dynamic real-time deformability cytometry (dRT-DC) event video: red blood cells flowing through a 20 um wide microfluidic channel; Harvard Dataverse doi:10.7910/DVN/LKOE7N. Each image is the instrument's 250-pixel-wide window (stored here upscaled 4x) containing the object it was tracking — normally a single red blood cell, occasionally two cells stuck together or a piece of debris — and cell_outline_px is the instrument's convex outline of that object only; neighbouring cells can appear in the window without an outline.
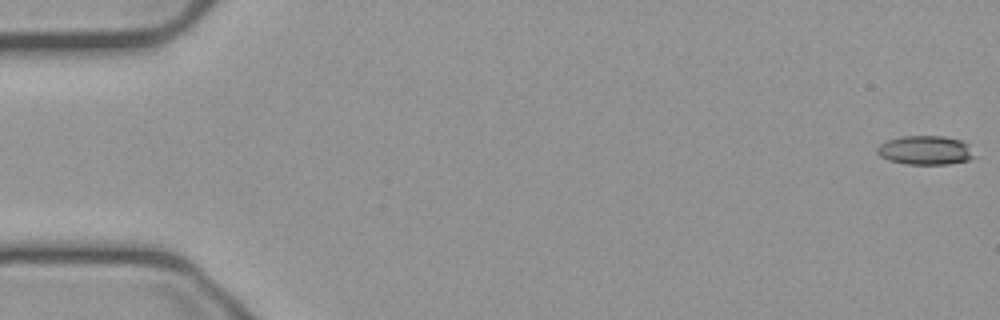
{"species": "common noctule bat (a hibernating species)", "species_latin": "Nyctalus noctula", "temperature_condition": "cold", "stored_images_in_passage": 56, "camera_frame_rate_fps": 3000, "um_per_image_px": 0.085, "animal": {"sex": "male", "body_mass_g": 23.1, "forearm_length_mm": 52.7}, "frame": {"image": 1, "passage_image": 1, "time_ms": 0.0, "image_size_px": [1000, 320], "cell_outline_px": [[972, 156], [968, 160], [948, 164], [904, 164], [888, 160], [880, 156], [876, 152], [876, 148], [880, 144], [888, 140], [904, 136], [944, 136], [960, 140], [968, 144]], "centroid_in_image_um": [78.59, 12.77], "position_along_channel_um": 6.4, "area_um2": 16.24}}
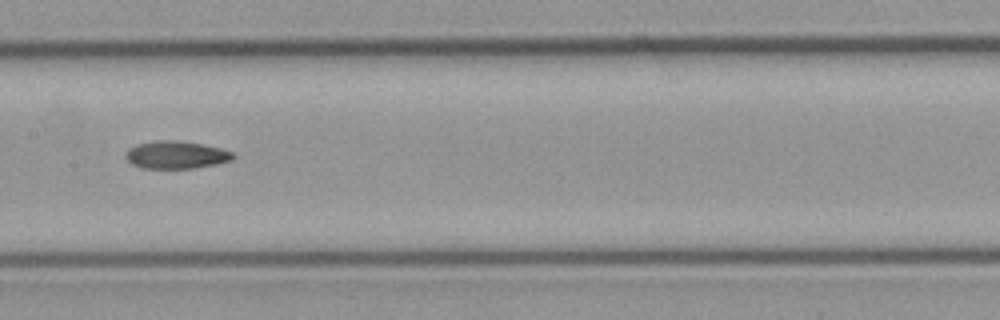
{"frame": {"image": 2, "passage_image": 28, "time_ms": 9.0, "image_size_px": [1000, 320], "cell_outline_px": [[236, 156], [232, 160], [216, 164], [192, 168], [140, 168], [132, 164], [124, 156], [124, 152], [128, 148], [136, 144], [156, 140], [176, 140], [204, 144], [220, 148], [232, 152]], "centroid_in_image_um": [14.94, 13.15], "position_along_channel_um": 192.5, "area_um2": 17.46}}
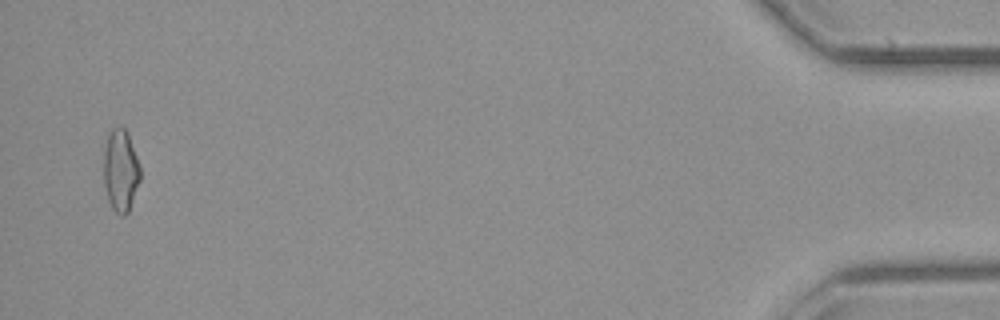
{"frame": {"image": 3, "passage_image": 54, "time_ms": 17.667, "image_size_px": [1000, 320], "cell_outline_px": [[140, 180], [128, 212], [124, 216], [120, 216], [112, 208], [108, 200], [104, 184], [104, 148], [108, 132], [112, 128], [120, 124], [128, 132], [140, 164]], "centroid_in_image_um": [10.25, 14.44], "position_along_channel_um": 424.9, "area_um2": 17.8}}